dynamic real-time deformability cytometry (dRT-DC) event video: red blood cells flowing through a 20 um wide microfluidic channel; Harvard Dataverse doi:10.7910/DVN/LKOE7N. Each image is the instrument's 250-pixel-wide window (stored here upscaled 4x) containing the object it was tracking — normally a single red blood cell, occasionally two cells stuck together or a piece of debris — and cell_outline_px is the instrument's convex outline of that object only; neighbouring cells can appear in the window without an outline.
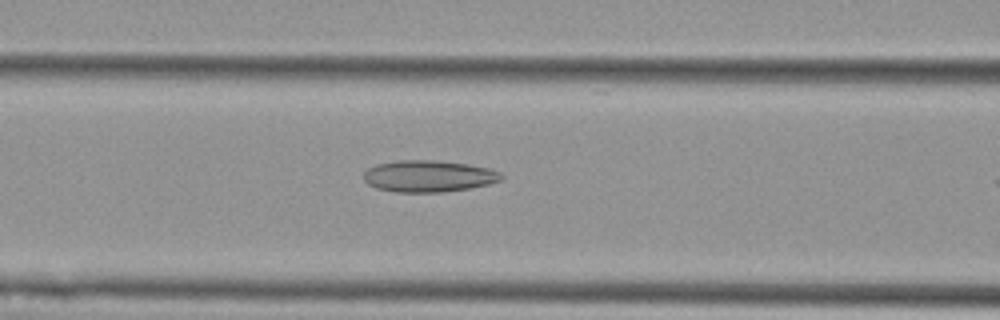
{"species": "Egyptian fruit bat (a non-hibernating species)", "species_latin": "Rousettus aegyptiacus", "temperature_condition": "cold", "stored_images_in_passage": 32, "camera_frame_rate_fps": 3000, "um_per_image_px": 0.085, "animal": {"sex": "female"}, "frame": {"image": 1, "passage_image": 9, "time_ms": 2.667, "image_size_px": [1000, 320], "cell_outline_px": [[504, 180], [488, 184], [468, 188], [444, 192], [396, 192], [376, 188], [368, 184], [364, 180], [364, 172], [368, 168], [376, 164], [400, 160], [432, 160], [464, 164], [488, 168], [500, 172], [504, 176]], "centroid_in_image_um": [36.42, 14.98], "position_along_channel_um": 130.2, "area_um2": 25.32}}
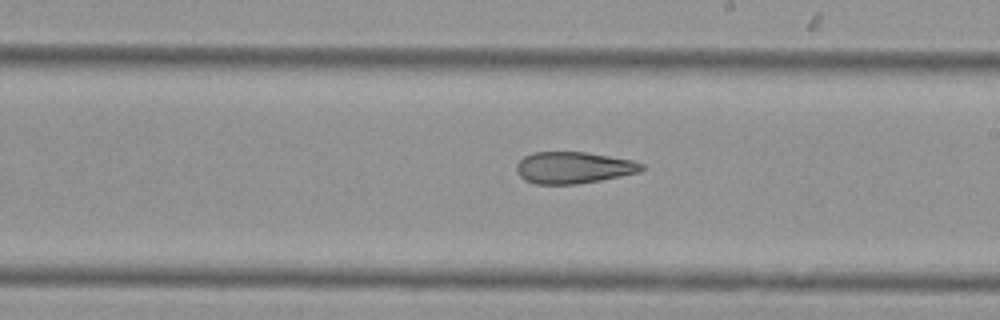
{"frame": {"image": 2, "passage_image": 18, "time_ms": 5.667, "image_size_px": [1000, 320], "cell_outline_px": [[644, 168], [640, 172], [600, 180], [576, 184], [536, 184], [524, 180], [516, 172], [516, 164], [524, 156], [532, 152], [588, 152], [632, 160], [644, 164]], "centroid_in_image_um": [48.73, 14.24], "position_along_channel_um": 240.3, "area_um2": 23.18}}
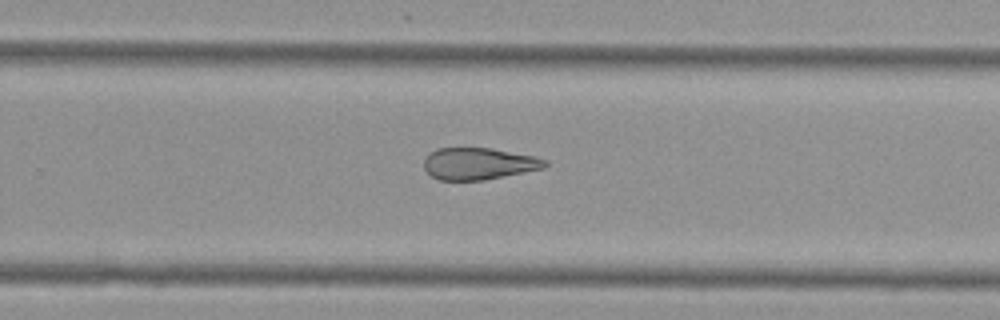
{"frame": {"image": 3, "passage_image": 22, "time_ms": 7.0, "image_size_px": [1000, 320], "cell_outline_px": [[548, 164], [544, 168], [484, 180], [440, 180], [432, 176], [424, 168], [424, 160], [428, 152], [436, 148], [492, 148], [536, 156], [548, 160]], "centroid_in_image_um": [40.69, 13.9], "position_along_channel_um": 289.1, "area_um2": 22.6}}